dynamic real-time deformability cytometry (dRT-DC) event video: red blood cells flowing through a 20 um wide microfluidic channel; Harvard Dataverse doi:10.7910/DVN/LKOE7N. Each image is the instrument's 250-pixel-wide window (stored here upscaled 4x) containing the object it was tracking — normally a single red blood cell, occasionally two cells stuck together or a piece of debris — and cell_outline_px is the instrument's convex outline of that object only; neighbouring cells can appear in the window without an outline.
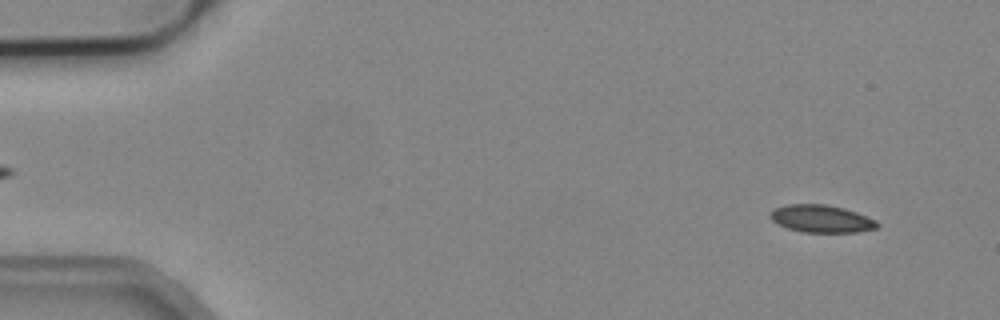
{"species": "common noctule bat (a hibernating species)", "species_latin": "Nyctalus noctula", "temperature_condition": "cold", "stored_images_in_passage": 4, "camera_frame_rate_fps": 3000, "um_per_image_px": 0.085, "animal": {"sex": "male", "body_mass_g": 19.2, "forearm_length_mm": 51.8}, "frame": {"image": 1, "passage_image": 1, "time_ms": 0.0, "image_size_px": [1000, 320], "cell_outline_px": [[880, 224], [876, 228], [856, 232], [804, 232], [788, 228], [772, 220], [768, 216], [768, 212], [776, 208], [788, 204], [824, 204], [844, 208], [856, 212], [876, 220]], "centroid_in_image_um": [69.81, 18.59], "position_along_channel_um": 15.2, "area_um2": 17.05}}
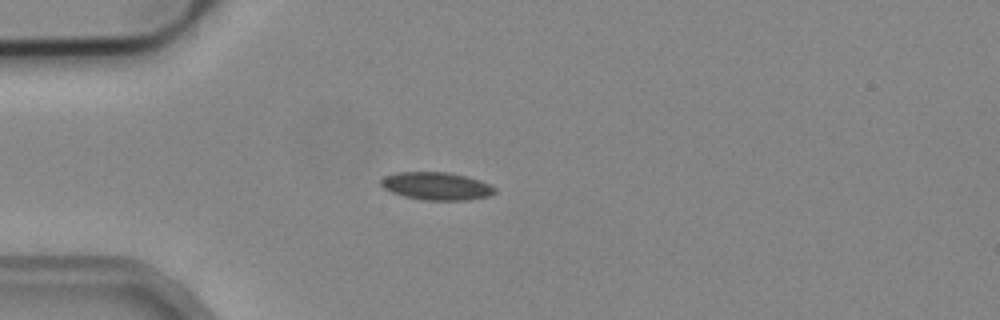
{"frame": {"image": 2, "passage_image": 4, "time_ms": 1.0, "image_size_px": [1000, 320], "cell_outline_px": [[496, 192], [492, 196], [468, 200], [424, 200], [404, 196], [392, 192], [384, 188], [380, 184], [380, 180], [384, 176], [396, 172], [448, 172], [464, 176], [488, 184], [496, 188]], "centroid_in_image_um": [37.09, 15.82], "position_along_channel_um": 47.9, "area_um2": 18.38}}